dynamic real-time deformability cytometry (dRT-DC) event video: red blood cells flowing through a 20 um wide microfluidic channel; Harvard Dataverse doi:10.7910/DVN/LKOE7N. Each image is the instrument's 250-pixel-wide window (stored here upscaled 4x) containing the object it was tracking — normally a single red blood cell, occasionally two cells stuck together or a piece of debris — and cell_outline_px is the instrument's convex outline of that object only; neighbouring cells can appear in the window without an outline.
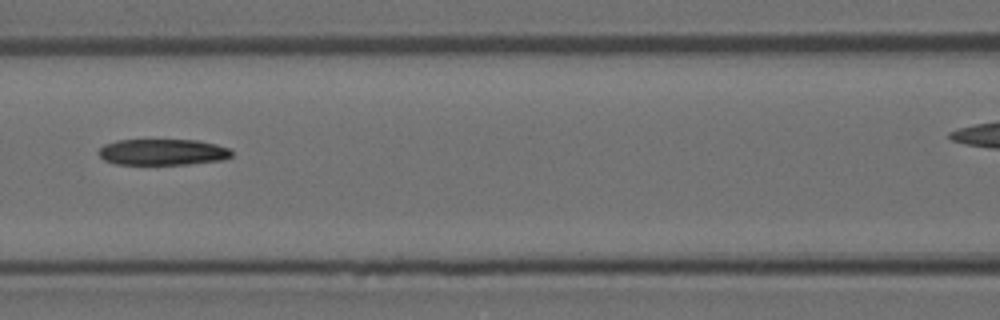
{"species": "Egyptian fruit bat (a non-hibernating species)", "species_latin": "Rousettus aegyptiacus", "temperature_condition": "room temperature", "stored_images_in_passage": 8, "segment_of_instrument_passage": [1, 2], "camera_frame_rate_fps": 3000, "um_per_image_px": 0.085, "animal": {"sex": "female"}, "frame": {"image": 1, "passage_image": 7, "time_ms": 2.0, "image_size_px": [1000, 320], "cell_outline_px": [[232, 156], [224, 160], [188, 164], [116, 164], [104, 160], [96, 152], [104, 144], [116, 140], [196, 140], [216, 144], [228, 148], [232, 152]], "centroid_in_image_um": [13.81, 12.92], "position_along_channel_um": 152.8, "area_um2": 20.35}}